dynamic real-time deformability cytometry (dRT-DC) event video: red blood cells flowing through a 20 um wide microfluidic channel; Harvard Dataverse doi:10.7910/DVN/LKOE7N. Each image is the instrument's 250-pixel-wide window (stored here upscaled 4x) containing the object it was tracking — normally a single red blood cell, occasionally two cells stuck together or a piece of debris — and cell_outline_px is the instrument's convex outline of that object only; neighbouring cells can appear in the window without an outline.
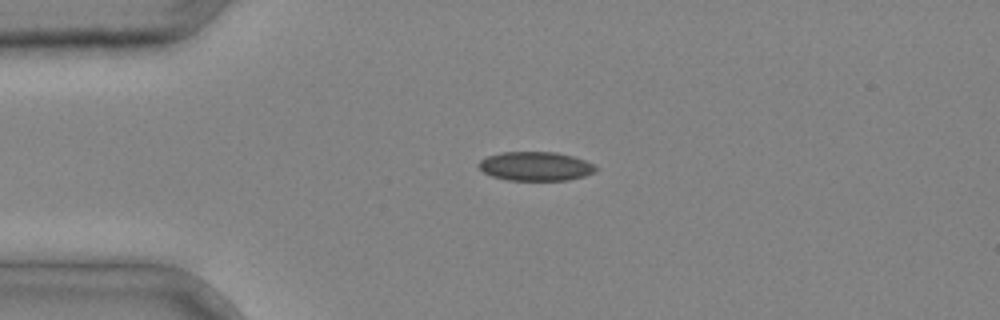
{"species": "common noctule bat (a hibernating species)", "species_latin": "Nyctalus noctula", "temperature_condition": "cold", "stored_images_in_passage": 5, "camera_frame_rate_fps": 3000, "um_per_image_px": 0.085, "animal": {"sex": "male", "body_mass_g": 20.4}, "frame": {"image": 1, "passage_image": 5, "time_ms": 1.333, "image_size_px": [1000, 320], "cell_outline_px": [[596, 168], [592, 172], [584, 176], [568, 180], [508, 180], [492, 176], [484, 172], [476, 164], [480, 160], [488, 156], [500, 152], [556, 152], [572, 156], [584, 160], [592, 164]], "centroid_in_image_um": [45.47, 14.13], "position_along_channel_um": 39.5, "area_um2": 19.59}}